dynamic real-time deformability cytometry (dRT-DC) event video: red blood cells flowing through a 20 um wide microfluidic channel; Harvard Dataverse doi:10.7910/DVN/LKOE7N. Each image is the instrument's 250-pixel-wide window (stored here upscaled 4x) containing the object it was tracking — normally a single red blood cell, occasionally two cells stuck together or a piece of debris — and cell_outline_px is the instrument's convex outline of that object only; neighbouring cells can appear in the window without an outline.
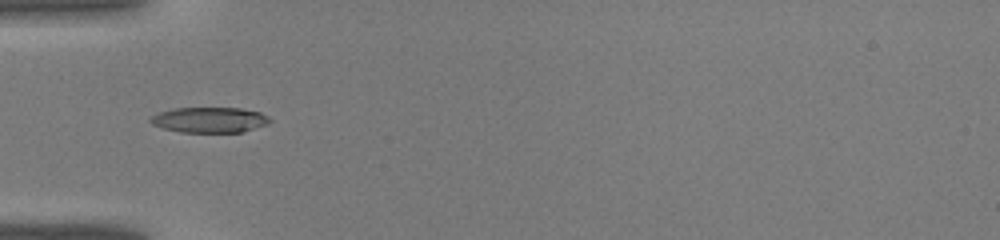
{"species": "common noctule bat (a hibernating species)", "species_latin": "Nyctalus noctula", "temperature_condition": "warm", "stored_images_in_passage": 36, "camera_frame_rate_fps": 3000, "um_per_image_px": 0.085, "animal": {"sex": "male", "body_mass_g": 19.0, "forearm_length_mm": 50.8}, "frame": {"image": 1, "passage_image": 8, "time_ms": 2.333, "image_size_px": [1000, 240], "cell_outline_px": [[272, 120], [268, 124], [240, 132], [180, 132], [164, 128], [152, 124], [148, 120], [152, 116], [160, 112], [176, 108], [240, 108], [260, 112], [268, 116]], "centroid_in_image_um": [17.83, 10.19], "position_along_channel_um": 67.2, "area_um2": 17.57}}
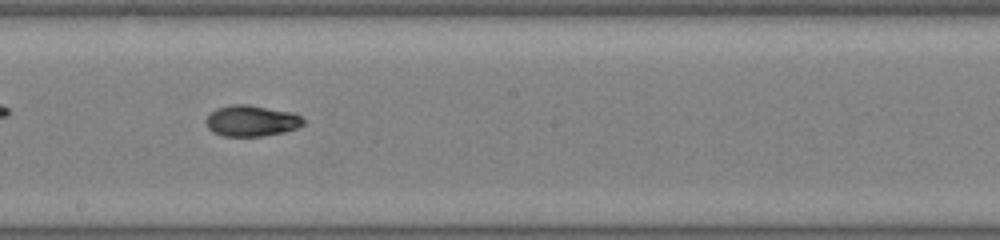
{"frame": {"image": 2, "passage_image": 18, "time_ms": 5.667, "image_size_px": [1000, 240], "cell_outline_px": [[304, 124], [296, 128], [284, 132], [260, 136], [224, 136], [212, 132], [208, 128], [208, 116], [216, 108], [232, 104], [248, 104], [296, 112], [304, 120]], "centroid_in_image_um": [21.42, 10.25], "position_along_channel_um": 226.8, "area_um2": 17.63}}
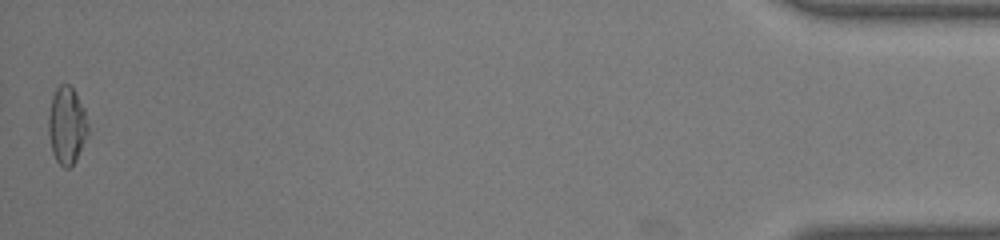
{"frame": {"image": 3, "passage_image": 36, "time_ms": 11.667, "image_size_px": [1000, 240], "cell_outline_px": [[88, 132], [76, 160], [68, 168], [64, 168], [56, 160], [52, 152], [48, 132], [48, 116], [52, 96], [56, 88], [60, 84], [68, 84], [76, 92], [84, 108], [88, 124]], "centroid_in_image_um": [5.67, 10.64], "position_along_channel_um": 429.5, "area_um2": 17.8}}